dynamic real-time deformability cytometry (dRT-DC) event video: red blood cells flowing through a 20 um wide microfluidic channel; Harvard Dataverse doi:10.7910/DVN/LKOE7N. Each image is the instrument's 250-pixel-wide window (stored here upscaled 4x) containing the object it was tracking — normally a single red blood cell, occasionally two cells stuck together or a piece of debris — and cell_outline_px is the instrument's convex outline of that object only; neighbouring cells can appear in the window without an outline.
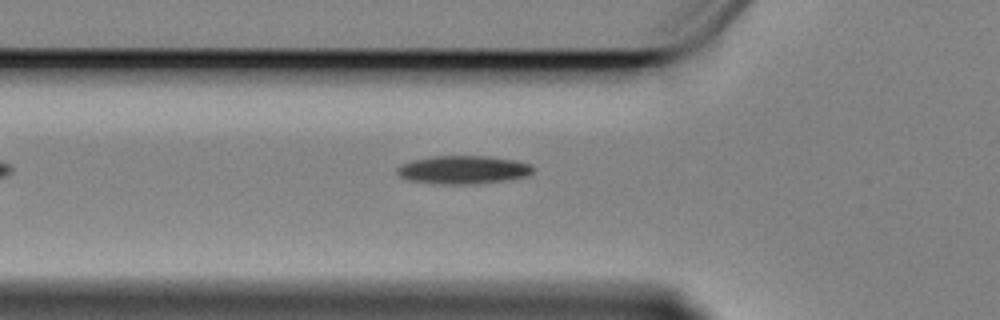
{"species": "Egyptian fruit bat (a non-hibernating species)", "species_latin": "Rousettus aegyptiacus", "temperature_condition": "cold", "stored_images_in_passage": 20, "camera_frame_rate_fps": 3000, "um_per_image_px": 0.085, "animal": {"sex": "female"}, "frame": {"image": 1, "passage_image": 2, "time_ms": 0.333, "image_size_px": [1000, 320], "cell_outline_px": [[532, 172], [528, 176], [508, 180], [480, 184], [432, 184], [404, 180], [396, 172], [396, 168], [400, 164], [412, 160], [432, 156], [484, 156], [516, 160], [532, 164]], "centroid_in_image_um": [39.33, 14.44], "position_along_channel_um": 86.5, "area_um2": 22.83}}
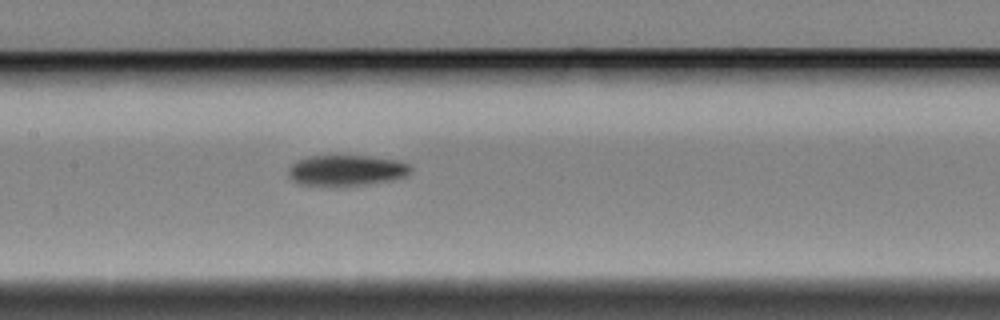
{"frame": {"image": 2, "passage_image": 10, "time_ms": 3.0, "image_size_px": [1000, 320], "cell_outline_px": [[412, 168], [404, 176], [392, 180], [368, 184], [336, 188], [296, 184], [288, 176], [288, 168], [296, 160], [308, 156], [368, 156], [400, 160], [412, 164]], "centroid_in_image_um": [29.4, 14.51], "position_along_channel_um": 178.0, "area_um2": 22.72}}
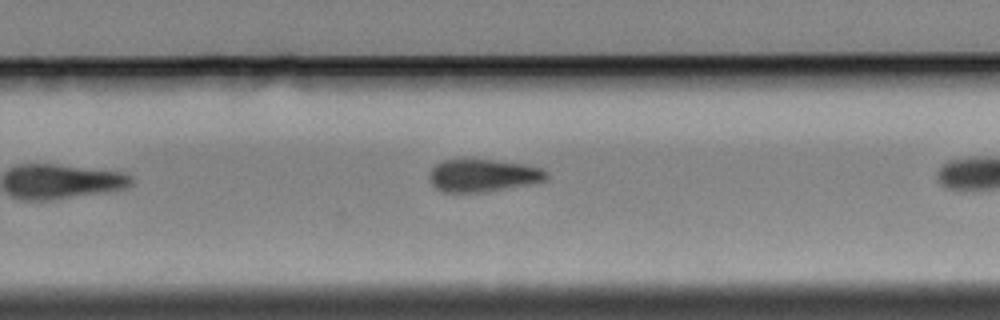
{"frame": {"image": 3, "passage_image": 16, "time_ms": 5.0, "image_size_px": [1000, 320], "cell_outline_px": [[548, 180], [532, 184], [484, 192], [440, 192], [428, 180], [428, 172], [436, 164], [444, 160], [496, 160], [524, 164], [540, 168], [548, 172]], "centroid_in_image_um": [41.05, 14.93], "position_along_channel_um": 288.7, "area_um2": 22.43}}